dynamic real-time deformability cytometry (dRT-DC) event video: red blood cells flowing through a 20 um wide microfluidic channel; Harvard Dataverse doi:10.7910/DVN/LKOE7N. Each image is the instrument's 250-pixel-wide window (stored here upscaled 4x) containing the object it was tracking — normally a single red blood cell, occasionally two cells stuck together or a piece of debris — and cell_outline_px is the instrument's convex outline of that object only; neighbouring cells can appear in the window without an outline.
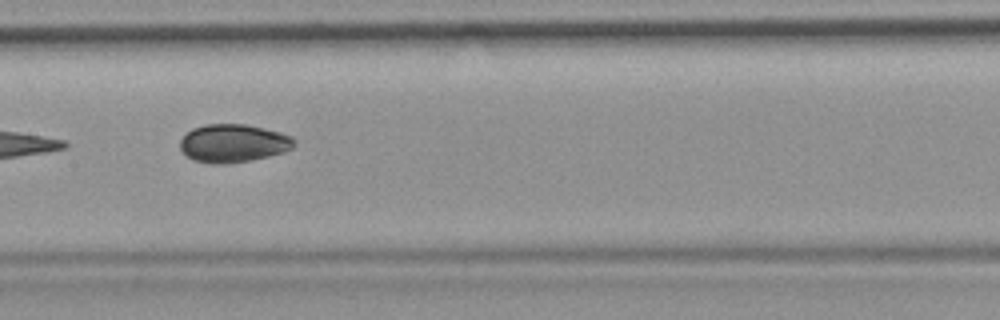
{"species": "common noctule bat (a hibernating species)", "species_latin": "Nyctalus noctula", "temperature_condition": "room temperature", "stored_images_in_passage": 12, "camera_frame_rate_fps": 3000, "um_per_image_px": 0.085, "animal": {"sex": "female", "body_mass_g": 19.9}, "frame": {"image": 1, "passage_image": 10, "time_ms": 11.333, "image_size_px": [1000, 320], "cell_outline_px": [[296, 144], [292, 148], [284, 152], [268, 156], [248, 160], [224, 164], [212, 164], [192, 160], [180, 148], [180, 140], [192, 128], [204, 124], [244, 124], [264, 128], [280, 132], [292, 136], [296, 140]], "centroid_in_image_um": [19.84, 12.17], "position_along_channel_um": 187.6, "area_um2": 25.37}}